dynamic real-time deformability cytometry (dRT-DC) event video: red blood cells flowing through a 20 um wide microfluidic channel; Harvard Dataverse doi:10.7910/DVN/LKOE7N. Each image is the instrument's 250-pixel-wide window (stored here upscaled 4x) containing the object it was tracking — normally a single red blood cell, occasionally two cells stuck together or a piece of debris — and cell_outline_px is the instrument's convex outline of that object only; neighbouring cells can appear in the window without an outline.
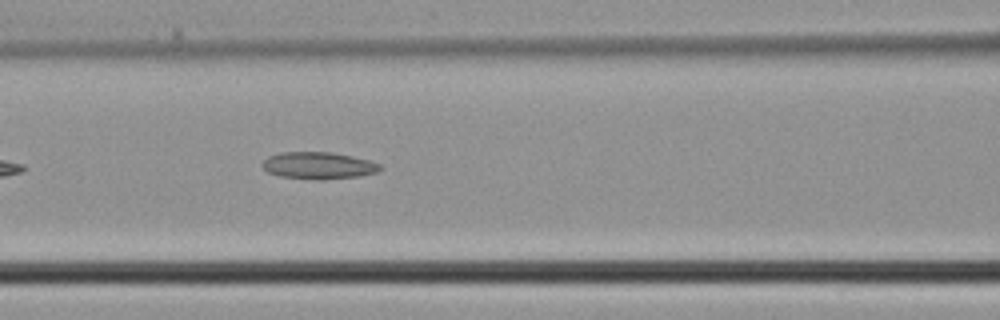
{"species": "common noctule bat (a hibernating species)", "species_latin": "Nyctalus noctula", "temperature_condition": "cold", "stored_images_in_passage": 5, "camera_frame_rate_fps": 3000, "um_per_image_px": 0.085, "animal": {"sex": "male", "body_mass_g": 21.5, "forearm_length_mm": 52.0}, "frame": {"image": 1, "passage_image": 5, "time_ms": 1.333, "image_size_px": [1000, 320], "cell_outline_px": [[384, 168], [376, 172], [360, 176], [324, 180], [316, 180], [280, 176], [268, 172], [264, 168], [264, 160], [268, 156], [280, 152], [332, 152], [352, 156], [368, 160], [380, 164]], "centroid_in_image_um": [27.1, 14.07], "position_along_channel_um": 139.5, "area_um2": 18.55}}